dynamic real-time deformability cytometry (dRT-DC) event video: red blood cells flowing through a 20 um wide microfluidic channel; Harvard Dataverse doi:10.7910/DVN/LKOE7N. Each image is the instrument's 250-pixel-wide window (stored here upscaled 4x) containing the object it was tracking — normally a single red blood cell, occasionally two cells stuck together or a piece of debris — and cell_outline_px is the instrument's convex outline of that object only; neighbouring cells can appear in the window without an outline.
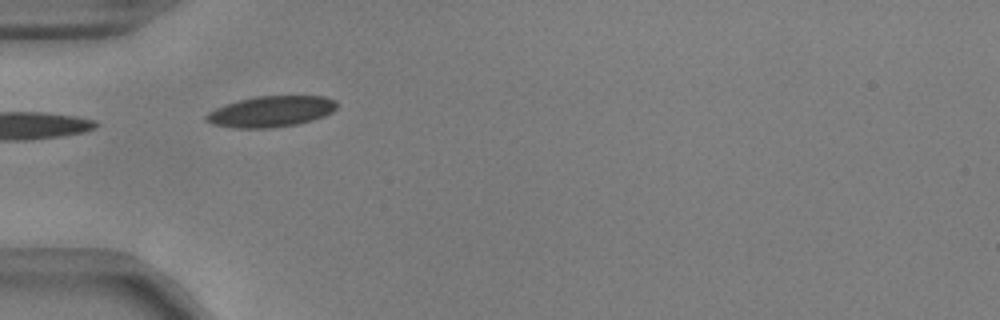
{"species": "common noctule bat (a hibernating species)", "species_latin": "Nyctalus noctula", "temperature_condition": "warm", "stored_images_in_passage": 4, "camera_frame_rate_fps": 3000, "um_per_image_px": 0.085, "animal": {"sex": "male", "body_mass_g": 17.9, "forearm_length_mm": 54.2}, "frame": {"image": 1, "passage_image": 1, "time_ms": 0.0, "image_size_px": [1000, 320], "cell_outline_px": [[336, 108], [332, 112], [324, 116], [312, 120], [296, 124], [268, 128], [232, 128], [212, 124], [204, 120], [204, 116], [208, 112], [216, 108], [240, 100], [256, 96], [324, 96], [336, 100]], "centroid_in_image_um": [23.02, 9.48], "position_along_channel_um": 62.0, "area_um2": 23.47}}